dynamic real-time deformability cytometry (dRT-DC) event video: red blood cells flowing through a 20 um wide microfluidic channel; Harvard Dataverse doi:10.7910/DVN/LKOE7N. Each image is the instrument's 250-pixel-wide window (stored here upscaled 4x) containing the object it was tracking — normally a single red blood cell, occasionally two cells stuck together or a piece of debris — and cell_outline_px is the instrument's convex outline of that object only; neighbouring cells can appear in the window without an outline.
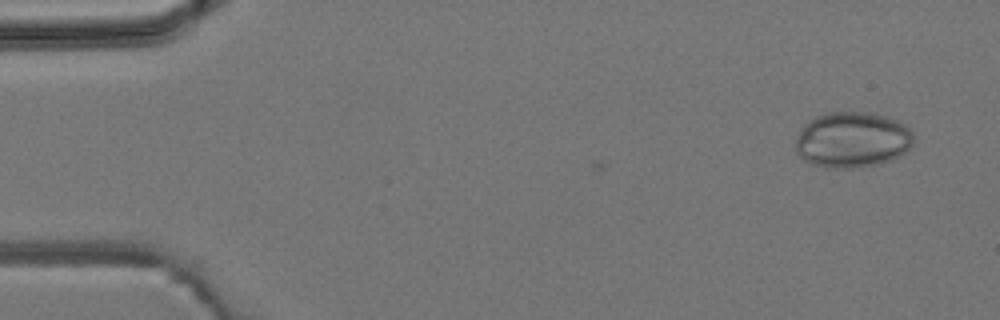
{"species": "common noctule bat (a hibernating species)", "species_latin": "Nyctalus noctula", "temperature_condition": "room temperature", "stored_images_in_passage": 2, "camera_frame_rate_fps": 3000, "um_per_image_px": 0.085, "animal": {"sex": "male", "body_mass_g": 19.2, "forearm_length_mm": 51.8}, "frame": {"image": 1, "passage_image": 2, "time_ms": 1.333, "image_size_px": [1000, 320], "cell_outline_px": [[916, 136], [912, 144], [900, 156], [892, 160], [880, 164], [852, 168], [828, 168], [812, 164], [804, 160], [796, 152], [796, 136], [804, 124], [808, 120], [816, 116], [828, 112], [872, 112], [900, 120], [908, 124]], "centroid_in_image_um": [72.49, 11.87], "position_along_channel_um": 12.5, "area_um2": 39.13}}